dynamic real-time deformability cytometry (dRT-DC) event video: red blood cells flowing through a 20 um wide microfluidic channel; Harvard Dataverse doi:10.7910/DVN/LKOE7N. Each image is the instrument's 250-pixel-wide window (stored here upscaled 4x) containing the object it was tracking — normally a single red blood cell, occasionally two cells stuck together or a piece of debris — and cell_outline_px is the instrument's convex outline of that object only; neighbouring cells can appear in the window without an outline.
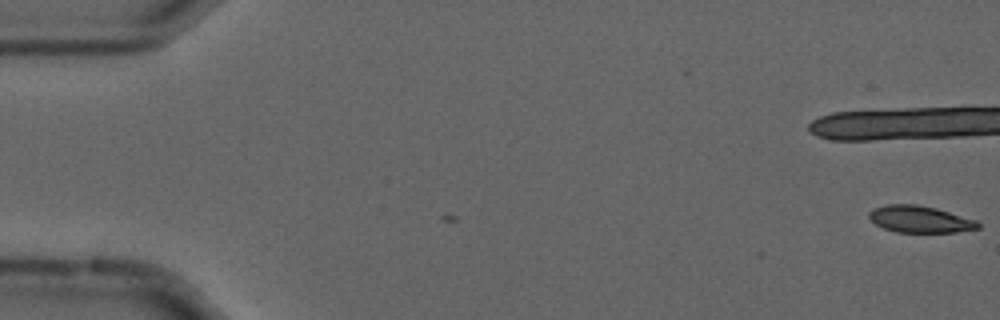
{"species": "common noctule bat (a hibernating species)", "species_latin": "Nyctalus noctula", "temperature_condition": "cold", "stored_images_in_passage": 4, "camera_frame_rate_fps": 3000, "um_per_image_px": 0.085, "animal": {"sex": "male", "forearm_length_mm": 52.5}, "frame": {"image": 1, "passage_image": 1, "time_ms": 0.0, "image_size_px": [1000, 320], "cell_outline_px": [[980, 228], [956, 232], [896, 232], [884, 228], [876, 224], [868, 216], [868, 212], [872, 208], [884, 204], [916, 204], [936, 208], [976, 220], [980, 224]], "centroid_in_image_um": [78.17, 18.62], "position_along_channel_um": 6.8, "area_um2": 17.05}}